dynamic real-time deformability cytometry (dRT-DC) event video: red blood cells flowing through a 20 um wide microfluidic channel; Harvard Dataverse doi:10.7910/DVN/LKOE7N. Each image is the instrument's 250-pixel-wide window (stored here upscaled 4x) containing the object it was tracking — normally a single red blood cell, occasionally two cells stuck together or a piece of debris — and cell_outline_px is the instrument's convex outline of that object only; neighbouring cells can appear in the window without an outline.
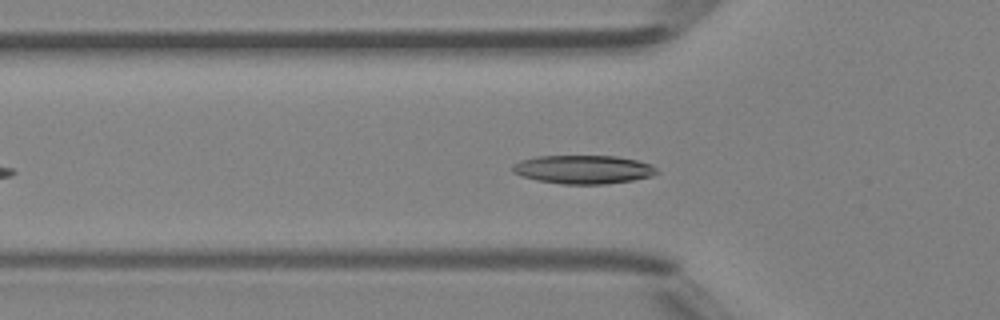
{"species": "Egyptian fruit bat (a non-hibernating species)", "species_latin": "Rousettus aegyptiacus", "temperature_condition": "room temperature", "stored_images_in_passage": 36, "camera_frame_rate_fps": 3000, "um_per_image_px": 0.085, "animal": {"sex": "female"}, "frame": {"image": 1, "passage_image": 10, "time_ms": 3.0, "image_size_px": [1000, 320], "cell_outline_px": [[660, 172], [652, 176], [632, 180], [604, 184], [564, 184], [536, 180], [512, 172], [512, 164], [520, 160], [536, 156], [616, 156], [636, 160], [652, 164]], "centroid_in_image_um": [49.59, 14.4], "position_along_channel_um": 76.2, "area_um2": 24.04}}
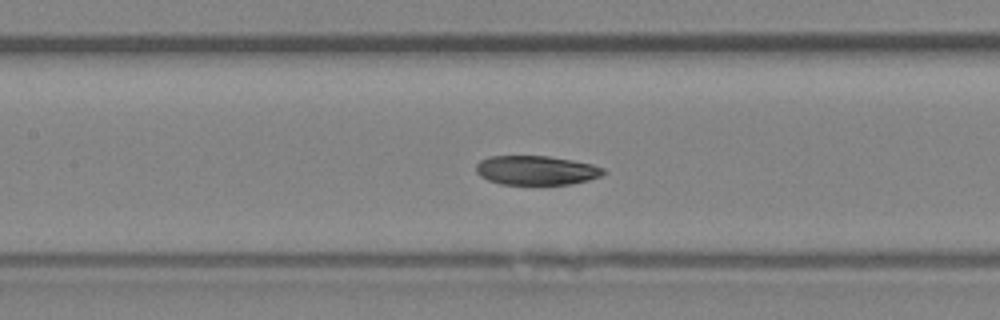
{"frame": {"image": 2, "passage_image": 16, "time_ms": 5.0, "image_size_px": [1000, 320], "cell_outline_px": [[608, 172], [600, 176], [588, 180], [572, 184], [500, 184], [488, 180], [480, 176], [476, 172], [476, 164], [480, 160], [488, 156], [548, 156], [572, 160], [592, 164], [604, 168]], "centroid_in_image_um": [45.58, 14.47], "position_along_channel_um": 161.8, "area_um2": 21.79}}
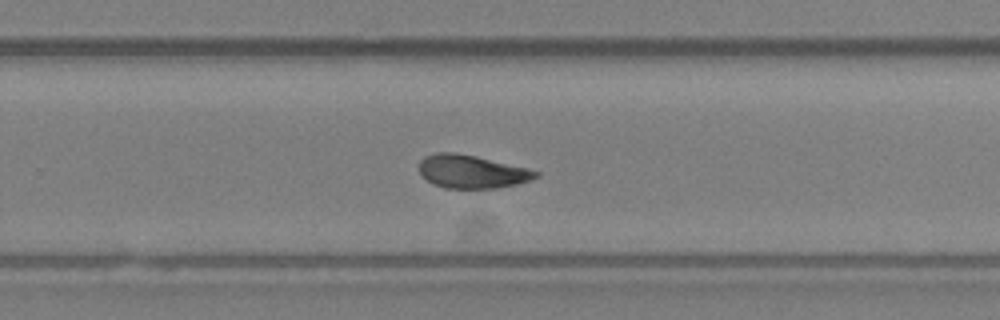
{"frame": {"image": 3, "passage_image": 25, "time_ms": 8.0, "image_size_px": [1000, 320], "cell_outline_px": [[540, 176], [516, 184], [496, 188], [444, 188], [432, 184], [420, 172], [420, 160], [424, 156], [436, 152], [456, 152], [476, 156], [528, 168], [540, 172]], "centroid_in_image_um": [40.1, 14.58], "position_along_channel_um": 289.7, "area_um2": 22.54}, "authors_computed_cell_mechanics": {"area_um2": 22.8888, "velocity_mm_per_s": 4.285, "shape_relaxation_time_tau1_ms": null, "shape_relaxation_time_tau2_ms": 10.6906, "deformation_change_tau1": null, "deformation_change_tau2": 0.1793}}